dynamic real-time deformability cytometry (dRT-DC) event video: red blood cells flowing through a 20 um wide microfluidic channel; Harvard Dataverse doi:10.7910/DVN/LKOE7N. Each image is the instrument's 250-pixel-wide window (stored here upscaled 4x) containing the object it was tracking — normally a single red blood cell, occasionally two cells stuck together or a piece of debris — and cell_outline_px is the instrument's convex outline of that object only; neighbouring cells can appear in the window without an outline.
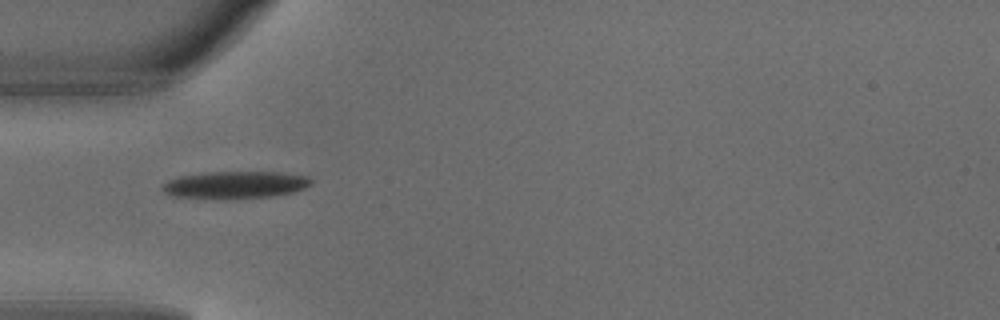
{"species": "common noctule bat (a hibernating species)", "species_latin": "Nyctalus noctula", "temperature_condition": "warm", "stored_images_in_passage": 1, "camera_frame_rate_fps": 3000, "um_per_image_px": 0.085, "animal": {"sex": "male", "body_mass_g": 18.8}, "frame": {"image": 1, "passage_image": 1, "time_ms": 0.0, "image_size_px": [1000, 320], "cell_outline_px": [[312, 184], [304, 188], [292, 192], [272, 196], [176, 196], [164, 192], [160, 188], [168, 180], [180, 176], [204, 172], [280, 172], [308, 176], [312, 180]], "centroid_in_image_um": [20.05, 15.65], "position_along_channel_um": 65.0, "area_um2": 22.48}}